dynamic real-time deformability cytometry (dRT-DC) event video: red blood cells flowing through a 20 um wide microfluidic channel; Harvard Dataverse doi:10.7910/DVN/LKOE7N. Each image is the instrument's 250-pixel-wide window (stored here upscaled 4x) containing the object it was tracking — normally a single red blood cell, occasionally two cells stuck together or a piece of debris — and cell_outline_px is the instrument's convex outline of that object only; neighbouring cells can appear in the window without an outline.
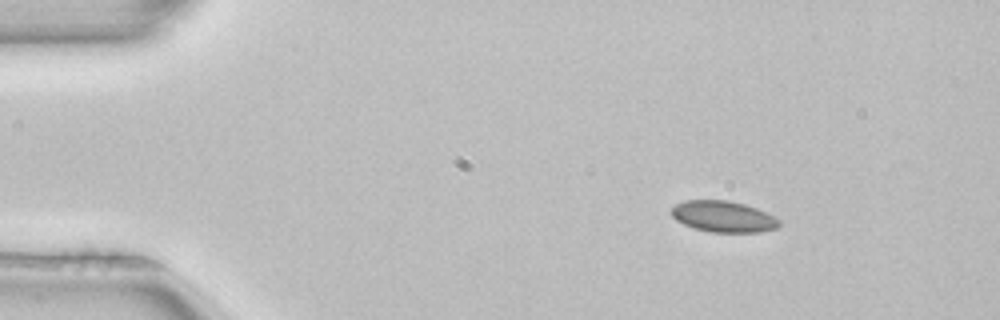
{"species": "common noctule bat (a hibernating species)", "species_latin": "Nyctalus noctula", "temperature_condition": "room temperature", "stored_images_in_passage": 3, "camera_frame_rate_fps": 3000, "um_per_image_px": 0.085, "animal": {"sex": "female", "body_mass_g": 22.7, "forearm_length_mm": 54.2}, "frame": {"image": 1, "passage_image": 1, "time_ms": 0.0, "image_size_px": [1000, 320], "cell_outline_px": [[780, 224], [776, 228], [760, 232], [712, 232], [692, 228], [676, 220], [672, 216], [672, 208], [676, 204], [684, 200], [728, 200], [744, 204], [756, 208], [780, 220]], "centroid_in_image_um": [61.46, 18.41], "position_along_channel_um": 23.5, "area_um2": 19.48}}